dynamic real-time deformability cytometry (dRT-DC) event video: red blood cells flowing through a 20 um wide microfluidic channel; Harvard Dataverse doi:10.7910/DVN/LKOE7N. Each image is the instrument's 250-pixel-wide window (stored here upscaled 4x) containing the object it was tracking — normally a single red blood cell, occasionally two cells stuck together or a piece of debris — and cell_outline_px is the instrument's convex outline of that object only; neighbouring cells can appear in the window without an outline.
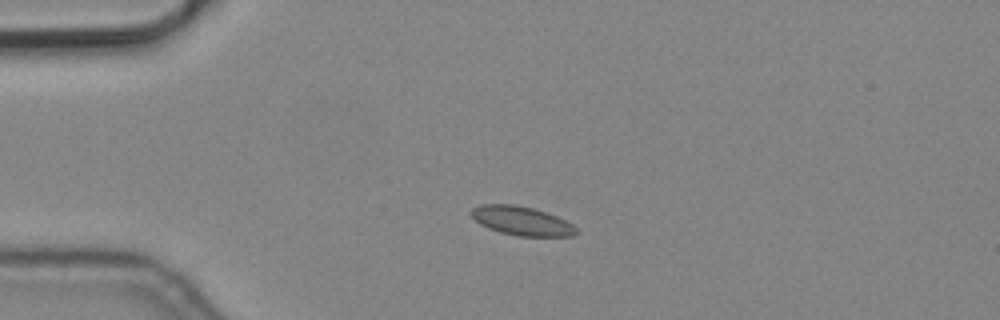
{"species": "common noctule bat (a hibernating species)", "species_latin": "Nyctalus noctula", "temperature_condition": "cold", "stored_images_in_passage": 3, "camera_frame_rate_fps": 3000, "um_per_image_px": 0.085, "animal": {"sex": "male", "body_mass_g": 19.2, "forearm_length_mm": 51.8}, "frame": {"image": 1, "passage_image": 2, "time_ms": 0.333, "image_size_px": [1000, 320], "cell_outline_px": [[580, 232], [572, 236], [516, 236], [500, 232], [488, 228], [480, 224], [468, 212], [472, 208], [480, 204], [512, 204], [532, 208], [556, 216], [572, 224]], "centroid_in_image_um": [44.31, 18.78], "position_along_channel_um": 40.7, "area_um2": 17.69}}